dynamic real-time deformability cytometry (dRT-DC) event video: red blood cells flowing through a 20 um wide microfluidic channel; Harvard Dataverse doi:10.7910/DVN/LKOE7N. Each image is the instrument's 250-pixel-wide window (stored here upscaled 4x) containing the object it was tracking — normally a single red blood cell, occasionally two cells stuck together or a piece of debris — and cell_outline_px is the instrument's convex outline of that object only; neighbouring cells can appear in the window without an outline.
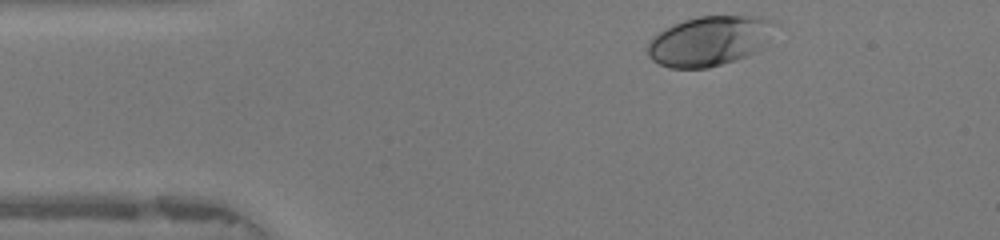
{"species": "human", "species_latin": "Homo sapiens", "temperature_condition": "warm", "stored_images_in_passage": 33, "camera_frame_rate_fps": 3000, "um_per_image_px": 0.085, "donor": {"sex": "female"}, "frame": {"image": 1, "passage_image": 2, "time_ms": 0.333, "image_size_px": [1000, 240], "cell_outline_px": [[776, 24], [764, 40], [752, 52], [744, 56], [708, 68], [668, 68], [652, 60], [648, 56], [648, 44], [660, 32], [684, 20], [700, 16], [760, 16], [776, 20]], "centroid_in_image_um": [60.26, 3.47], "position_along_channel_um": 24.7, "area_um2": 35.84}}
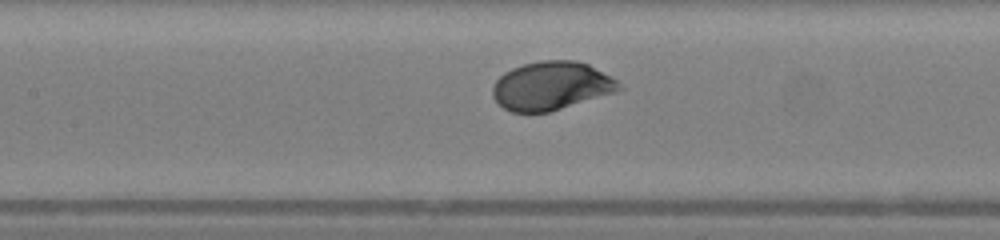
{"frame": {"image": 2, "passage_image": 16, "time_ms": 5.0, "image_size_px": [1000, 240], "cell_outline_px": [[624, 88], [616, 92], [548, 112], [512, 112], [504, 108], [492, 96], [492, 88], [496, 80], [504, 72], [512, 68], [524, 64], [540, 60], [576, 60], [588, 64], [616, 80]], "centroid_in_image_um": [46.85, 7.29], "position_along_channel_um": 160.6, "area_um2": 35.49}}
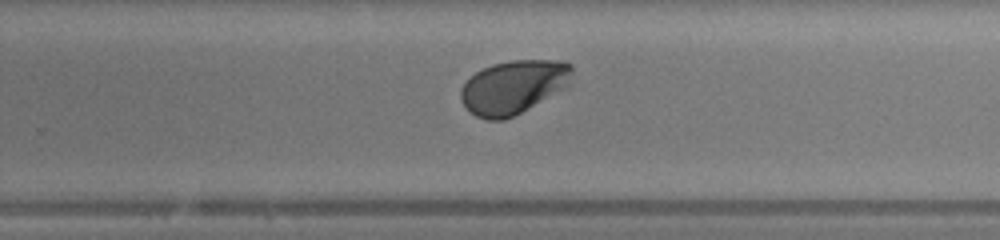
{"frame": {"image": 3, "passage_image": 25, "time_ms": 8.0, "image_size_px": [1000, 240], "cell_outline_px": [[572, 72], [568, 84], [520, 112], [504, 120], [488, 120], [476, 116], [460, 100], [460, 88], [476, 72], [492, 64], [512, 60], [560, 60], [572, 64]], "centroid_in_image_um": [43.6, 7.37], "position_along_channel_um": 286.2, "area_um2": 33.99}, "authors_computed_cell_mechanics": {"area_um2": 35.3736, "velocity_mm_per_s": 4.2014, "shape_relaxation_time_tau1_ms": 1.8032, "shape_relaxation_time_tau2_ms": null, "deformation_change_tau1": 0.1312, "deformation_change_tau2": null}}